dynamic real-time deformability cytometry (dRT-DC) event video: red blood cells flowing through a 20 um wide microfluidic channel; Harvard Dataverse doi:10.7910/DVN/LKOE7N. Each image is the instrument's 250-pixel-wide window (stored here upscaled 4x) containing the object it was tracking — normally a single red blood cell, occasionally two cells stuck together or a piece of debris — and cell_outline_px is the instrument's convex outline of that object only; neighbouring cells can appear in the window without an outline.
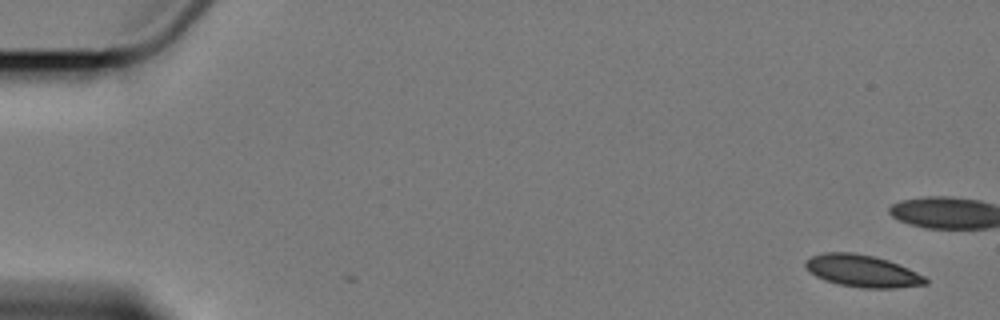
{"species": "Egyptian fruit bat (a non-hibernating species)", "species_latin": "Rousettus aegyptiacus", "temperature_condition": "cold", "stored_images_in_passage": 6, "camera_frame_rate_fps": 3000, "um_per_image_px": 0.085, "animal": {"sex": "female"}, "frame": {"image": 1, "passage_image": 1, "time_ms": 0.0, "image_size_px": [1000, 320], "cell_outline_px": [[928, 284], [892, 288], [860, 288], [840, 284], [824, 280], [816, 276], [804, 264], [812, 256], [824, 252], [856, 252], [888, 260], [908, 268], [924, 276], [928, 280]], "centroid_in_image_um": [73.32, 23.03], "position_along_channel_um": 11.7, "area_um2": 22.25}}